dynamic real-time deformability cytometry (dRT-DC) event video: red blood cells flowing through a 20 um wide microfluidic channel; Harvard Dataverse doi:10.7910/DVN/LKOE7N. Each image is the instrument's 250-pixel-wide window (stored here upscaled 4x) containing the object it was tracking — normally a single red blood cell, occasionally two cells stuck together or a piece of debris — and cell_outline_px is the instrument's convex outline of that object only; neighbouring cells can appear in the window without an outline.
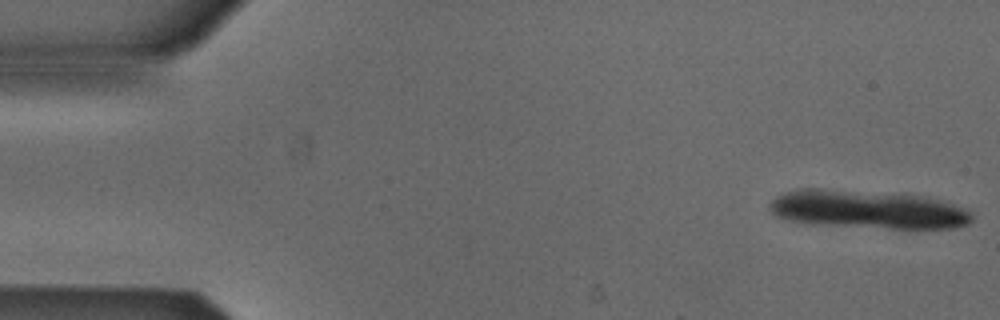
{"species": "Egyptian fruit bat (a non-hibernating species)", "species_latin": "Rousettus aegyptiacus", "temperature_condition": "cold", "stored_images_in_passage": 9, "camera_frame_rate_fps": 3000, "um_per_image_px": 0.085, "animal": {"sex": "male"}, "frame": {"image": 1, "passage_image": 1, "time_ms": 0.0, "image_size_px": [1000, 320], "cell_outline_px": [[972, 220], [968, 224], [952, 228], [888, 228], [812, 224], [792, 220], [776, 216], [772, 212], [768, 204], [776, 196], [784, 192], [804, 188], [816, 188], [920, 196], [940, 200], [964, 208], [972, 216]], "centroid_in_image_um": [73.71, 17.81], "position_along_channel_um": 11.3, "area_um2": 44.51}}